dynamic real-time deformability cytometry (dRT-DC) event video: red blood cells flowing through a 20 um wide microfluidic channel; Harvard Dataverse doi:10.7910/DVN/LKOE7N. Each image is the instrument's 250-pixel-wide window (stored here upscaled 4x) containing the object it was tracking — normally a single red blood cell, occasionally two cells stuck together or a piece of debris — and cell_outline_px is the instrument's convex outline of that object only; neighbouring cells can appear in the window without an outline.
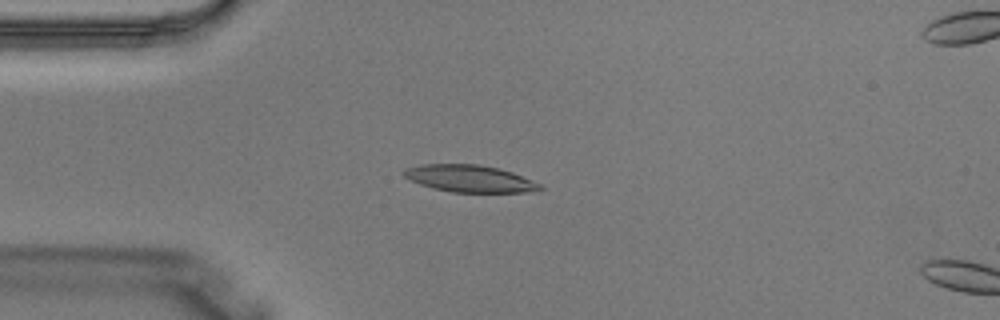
{"species": "Egyptian fruit bat (a non-hibernating species)", "species_latin": "Rousettus aegyptiacus", "temperature_condition": "warm", "stored_images_in_passage": 4, "camera_frame_rate_fps": 3000, "um_per_image_px": 0.085, "animal": {"sex": "male"}, "frame": {"image": 1, "passage_image": 3, "time_ms": 0.667, "image_size_px": [1000, 320], "cell_outline_px": [[544, 188], [540, 192], [452, 192], [432, 188], [420, 184], [404, 176], [400, 172], [404, 168], [420, 164], [480, 164], [512, 172], [540, 184]], "centroid_in_image_um": [39.91, 15.18], "position_along_channel_um": 45.1, "area_um2": 21.56}}